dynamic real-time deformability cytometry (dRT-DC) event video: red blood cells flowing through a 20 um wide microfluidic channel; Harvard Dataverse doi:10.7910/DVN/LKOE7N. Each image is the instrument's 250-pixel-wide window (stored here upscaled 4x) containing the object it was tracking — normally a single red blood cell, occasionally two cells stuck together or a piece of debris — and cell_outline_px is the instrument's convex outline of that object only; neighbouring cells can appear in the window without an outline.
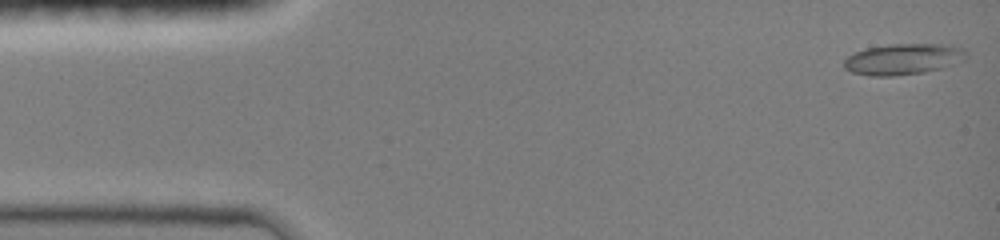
{"species": "common noctule bat (a hibernating species)", "species_latin": "Nyctalus noctula", "temperature_condition": "room temperature", "stored_images_in_passage": 34, "camera_frame_rate_fps": 3000, "um_per_image_px": 0.085, "animal": {"sex": "female", "body_mass_g": 19.0, "forearm_length_mm": 51.5}, "frame": {"image": 1, "passage_image": 1, "time_ms": 0.0, "image_size_px": [1000, 240], "cell_outline_px": [[968, 52], [964, 56], [940, 68], [924, 72], [892, 76], [868, 76], [852, 72], [844, 68], [844, 60], [848, 56], [864, 48], [888, 44], [940, 44], [964, 48]], "centroid_in_image_um": [76.66, 5.02], "position_along_channel_um": 8.3, "area_um2": 21.68}}
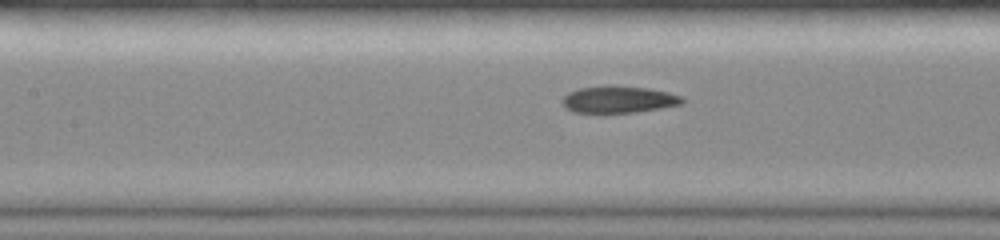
{"frame": {"image": 2, "passage_image": 15, "time_ms": 6.333, "image_size_px": [1000, 240], "cell_outline_px": [[684, 104], [660, 108], [632, 112], [572, 112], [564, 104], [564, 96], [568, 92], [580, 88], [608, 84], [648, 88], [668, 92], [680, 96], [684, 100]], "centroid_in_image_um": [52.61, 8.43], "position_along_channel_um": 154.8, "area_um2": 18.67}}
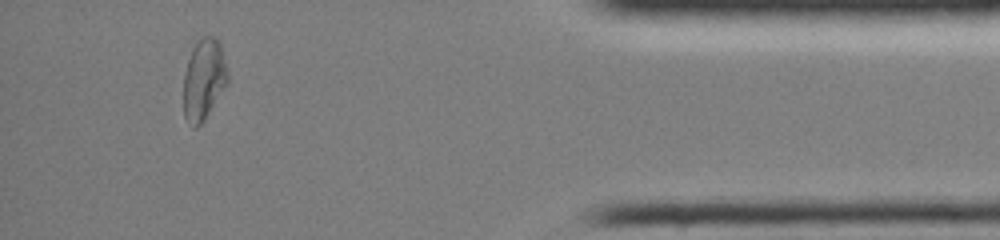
{"frame": {"image": 3, "passage_image": 28, "time_ms": 13.667, "image_size_px": [1000, 240], "cell_outline_px": [[228, 84], [204, 120], [196, 128], [192, 128], [184, 116], [184, 72], [192, 48], [200, 36], [216, 36], [220, 40], [228, 72]], "centroid_in_image_um": [17.34, 6.72], "position_along_channel_um": 417.9, "area_um2": 21.21}, "authors_computed_cell_mechanics": {"area_um2": 19.4786, "velocity_mm_per_s": 4.1153, "shape_relaxation_time_tau1_ms": 6.3677, "shape_relaxation_time_tau2_ms": 1.7719, "deformation_change_tau1": 0.2016, "deformation_change_tau2": 0.0501}}